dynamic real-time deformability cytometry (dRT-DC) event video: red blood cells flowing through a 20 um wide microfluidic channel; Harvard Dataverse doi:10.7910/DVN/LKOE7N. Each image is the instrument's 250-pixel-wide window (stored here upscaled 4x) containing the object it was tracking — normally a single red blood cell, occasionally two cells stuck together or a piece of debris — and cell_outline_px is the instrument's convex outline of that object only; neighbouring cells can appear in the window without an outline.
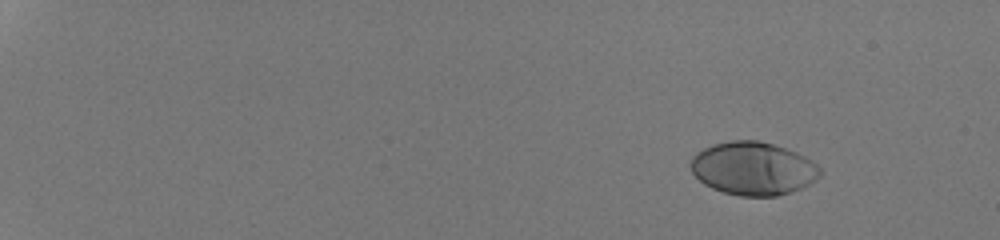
{"species": "human", "species_latin": "Homo sapiens", "temperature_condition": "room temperature", "stored_images_in_passage": 47, "camera_frame_rate_fps": 3000, "um_per_image_px": 0.085, "donor": {"sex": "male"}, "frame": {"image": 1, "passage_image": 1, "time_ms": 0.0, "image_size_px": [1000, 240], "cell_outline_px": [[820, 176], [816, 180], [800, 188], [776, 196], [740, 196], [724, 192], [712, 188], [704, 184], [692, 172], [688, 164], [692, 156], [696, 152], [712, 144], [732, 140], [756, 140], [772, 144], [796, 152], [812, 160], [820, 168]], "centroid_in_image_um": [63.98, 14.31], "position_along_channel_um": 21.0, "area_um2": 40.06}}
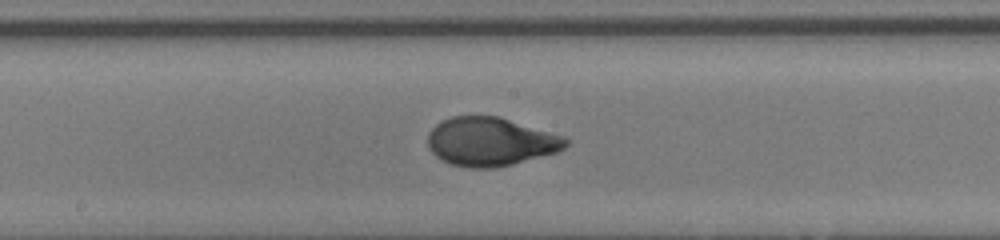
{"frame": {"image": 2, "passage_image": 27, "time_ms": 8.667, "image_size_px": [1000, 240], "cell_outline_px": [[568, 144], [564, 148], [556, 152], [512, 164], [496, 168], [468, 168], [452, 164], [440, 160], [428, 148], [428, 132], [440, 120], [452, 116], [500, 116], [564, 136], [568, 140]], "centroid_in_image_um": [41.67, 12.03], "position_along_channel_um": 206.5, "area_um2": 39.25}}
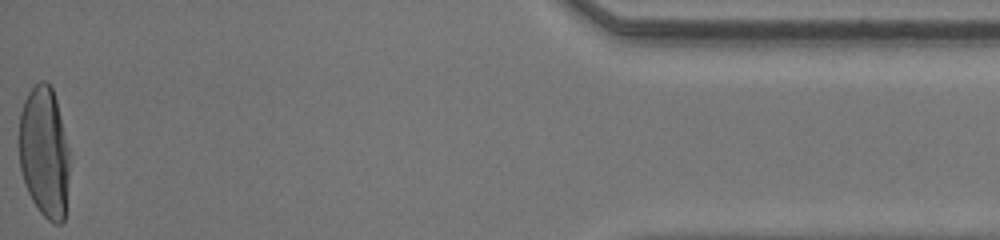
{"frame": {"image": 3, "passage_image": 47, "time_ms": 15.333, "image_size_px": [1000, 240], "cell_outline_px": [[68, 176], [64, 220], [60, 224], [56, 224], [48, 220], [40, 212], [32, 200], [24, 184], [20, 168], [20, 112], [24, 100], [28, 92], [40, 80], [44, 80], [52, 88], [56, 100], [68, 148]], "centroid_in_image_um": [3.75, 12.95], "position_along_channel_um": 431.5, "area_um2": 38.09}, "authors_computed_cell_mechanics": {"area_um2": 38.8994, "velocity_mm_per_s": 4.3169, "shape_relaxation_time_tau1_ms": 3.7696, "shape_relaxation_time_tau2_ms": null, "deformation_change_tau1": 0.225, "deformation_change_tau2": null}}